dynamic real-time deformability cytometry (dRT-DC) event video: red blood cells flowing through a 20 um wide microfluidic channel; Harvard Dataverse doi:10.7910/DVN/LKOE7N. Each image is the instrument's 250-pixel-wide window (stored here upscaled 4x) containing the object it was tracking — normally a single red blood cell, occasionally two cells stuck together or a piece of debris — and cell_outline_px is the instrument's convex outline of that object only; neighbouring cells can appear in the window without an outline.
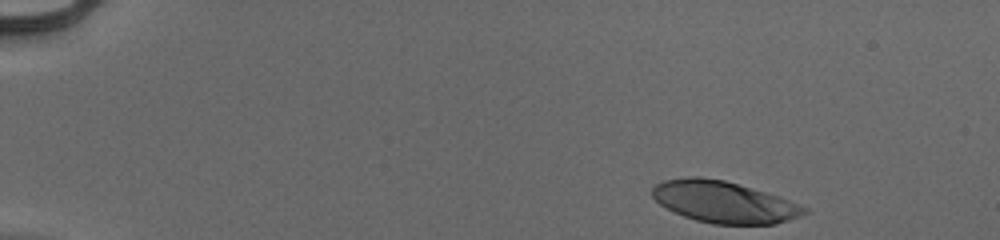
{"species": "human", "species_latin": "Homo sapiens", "temperature_condition": "cold", "stored_images_in_passage": 40, "camera_frame_rate_fps": 3000, "um_per_image_px": 0.085, "donor": {"sex": "male"}, "frame": {"image": 1, "passage_image": 1, "time_ms": 0.0, "image_size_px": [1000, 240], "cell_outline_px": [[808, 212], [800, 216], [788, 220], [772, 224], [712, 224], [696, 220], [684, 216], [660, 204], [652, 196], [652, 188], [656, 184], [664, 180], [688, 176], [700, 176], [724, 180], [780, 196], [808, 208]], "centroid_in_image_um": [61.54, 17.16], "position_along_channel_um": 23.5, "area_um2": 36.76}}
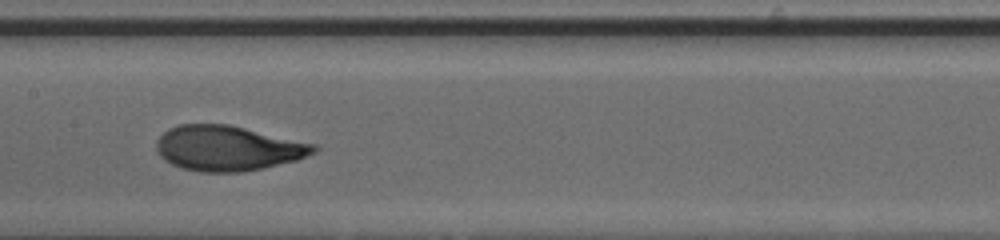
{"frame": {"image": 2, "passage_image": 23, "time_ms": 7.333, "image_size_px": [1000, 240], "cell_outline_px": [[320, 148], [316, 152], [296, 160], [260, 168], [240, 172], [200, 172], [184, 168], [172, 164], [164, 160], [160, 156], [156, 148], [156, 144], [160, 136], [168, 128], [180, 124], [228, 124], [316, 144]], "centroid_in_image_um": [19.36, 12.59], "position_along_channel_um": 188.0, "area_um2": 41.15}}
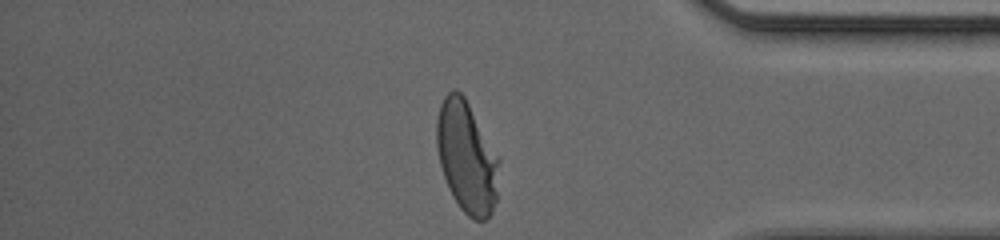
{"frame": {"image": 3, "passage_image": 40, "time_ms": 13.0, "image_size_px": [1000, 240], "cell_outline_px": [[500, 160], [496, 200], [492, 212], [484, 220], [472, 220], [460, 208], [452, 196], [448, 188], [440, 164], [436, 144], [436, 120], [440, 104], [444, 96], [452, 88], [456, 88], [464, 96], [500, 156]], "centroid_in_image_um": [39.68, 13.33], "position_along_channel_um": 395.5, "area_um2": 41.04}, "authors_computed_cell_mechanics": {"area_um2": 40.0843, "velocity_mm_per_s": 3.9498, "shape_relaxation_time_tau1_ms": 4.0883, "shape_relaxation_time_tau2_ms": 0.6991, "deformation_change_tau1": 0.2371, "deformation_change_tau2": 0.0614}}